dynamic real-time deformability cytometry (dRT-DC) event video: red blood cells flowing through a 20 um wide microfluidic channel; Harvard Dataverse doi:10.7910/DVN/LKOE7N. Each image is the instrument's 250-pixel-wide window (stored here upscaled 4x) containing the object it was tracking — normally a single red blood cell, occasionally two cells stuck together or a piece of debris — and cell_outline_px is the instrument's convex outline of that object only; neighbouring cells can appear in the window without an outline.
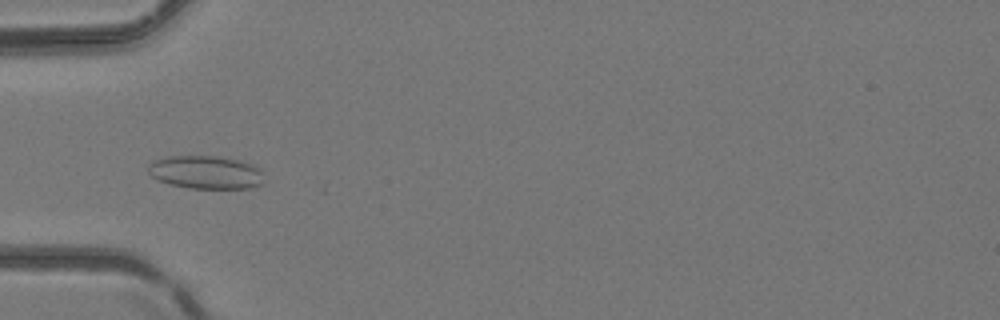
{"species": "common noctule bat (a hibernating species)", "species_latin": "Nyctalus noctula", "temperature_condition": "room temperature", "stored_images_in_passage": 4, "camera_frame_rate_fps": 3000, "um_per_image_px": 0.085, "animal": {"sex": "female", "body_mass_g": 24.6, "forearm_length_mm": 56.2}, "frame": {"image": 1, "passage_image": 4, "time_ms": 1.0, "image_size_px": [1000, 320], "cell_outline_px": [[264, 184], [252, 188], [188, 188], [168, 184], [156, 180], [148, 172], [148, 164], [152, 160], [168, 156], [220, 156], [240, 160], [252, 164], [260, 168], [264, 172]], "centroid_in_image_um": [17.51, 14.64], "position_along_channel_um": 67.5, "area_um2": 22.95}}